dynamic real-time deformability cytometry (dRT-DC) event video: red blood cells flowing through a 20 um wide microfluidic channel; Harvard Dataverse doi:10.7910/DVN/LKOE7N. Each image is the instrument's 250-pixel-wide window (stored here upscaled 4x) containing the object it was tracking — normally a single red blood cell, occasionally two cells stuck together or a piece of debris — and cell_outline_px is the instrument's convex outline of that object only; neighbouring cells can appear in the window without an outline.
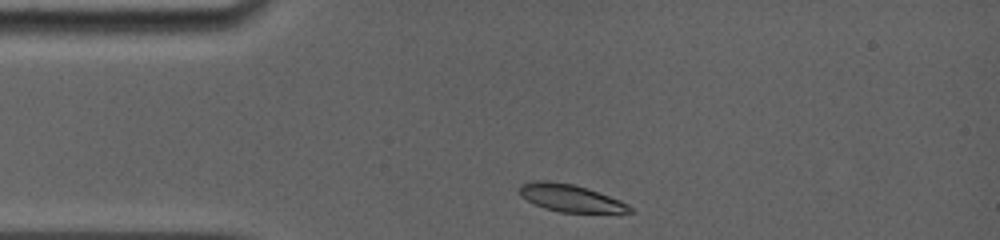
{"species": "common noctule bat (a hibernating species)", "species_latin": "Nyctalus noctula", "temperature_condition": "room temperature", "stored_images_in_passage": 56, "camera_frame_rate_fps": 5000, "um_per_image_px": 0.085, "animal": {"sex": "female", "body_mass_g": 19.0, "forearm_length_mm": 56.7}, "frame": {"image": 1, "passage_image": 1, "time_ms": 0.0, "image_size_px": [1000, 240], "cell_outline_px": [[632, 212], [560, 212], [544, 208], [520, 196], [520, 184], [532, 180], [548, 180], [572, 184], [588, 188], [620, 200], [628, 204], [632, 208]], "centroid_in_image_um": [48.46, 16.81], "position_along_channel_um": 36.5, "area_um2": 17.46}}
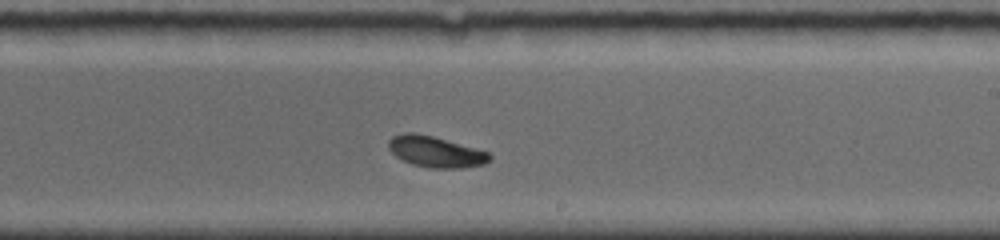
{"frame": {"image": 2, "passage_image": 33, "time_ms": 6.4, "image_size_px": [1000, 240], "cell_outline_px": [[492, 160], [484, 164], [460, 168], [428, 168], [412, 164], [396, 156], [388, 148], [388, 140], [392, 136], [404, 132], [412, 132], [432, 136], [488, 152], [492, 156]], "centroid_in_image_um": [37.01, 12.9], "position_along_channel_um": 252.0, "area_um2": 18.15}}
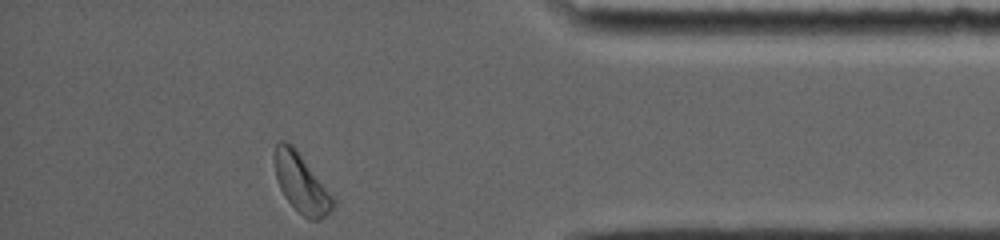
{"frame": {"image": 3, "passage_image": 56, "time_ms": 11.0, "image_size_px": [1000, 240], "cell_outline_px": [[336, 204], [320, 220], [308, 220], [284, 196], [280, 188], [276, 176], [276, 144], [280, 140], [284, 140], [296, 148], [336, 200]], "centroid_in_image_um": [25.64, 15.59], "position_along_channel_um": 409.6, "area_um2": 19.54}, "authors_computed_cell_mechanics": {"area_um2": 18.207, "velocity_mm_per_s": 3.7955, "shape_relaxation_time_tau1_ms": 2.2279, "shape_relaxation_time_tau2_ms": null, "deformation_change_tau1": 0.1321, "deformation_change_tau2": null}}